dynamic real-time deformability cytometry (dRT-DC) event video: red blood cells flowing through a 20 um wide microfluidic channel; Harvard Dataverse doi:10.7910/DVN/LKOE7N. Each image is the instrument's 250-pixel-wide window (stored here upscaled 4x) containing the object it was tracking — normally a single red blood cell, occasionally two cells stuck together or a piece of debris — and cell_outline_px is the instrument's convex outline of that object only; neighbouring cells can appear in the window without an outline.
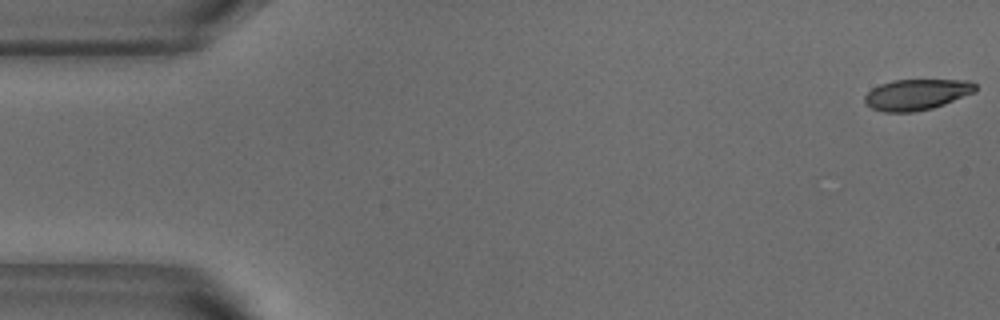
{"species": "common noctule bat (a hibernating species)", "species_latin": "Nyctalus noctula", "temperature_condition": "warm", "stored_images_in_passage": 27, "camera_frame_rate_fps": 3000, "um_per_image_px": 0.085, "animal": {"sex": "male", "body_mass_g": 18.8}, "frame": {"image": 1, "passage_image": 1, "time_ms": 0.0, "image_size_px": [1000, 320], "cell_outline_px": [[976, 92], [944, 104], [932, 108], [912, 112], [884, 112], [872, 108], [864, 100], [864, 96], [872, 88], [880, 84], [892, 80], [968, 80], [976, 84]], "centroid_in_image_um": [77.93, 8.03], "position_along_channel_um": 7.1, "area_um2": 19.88}}
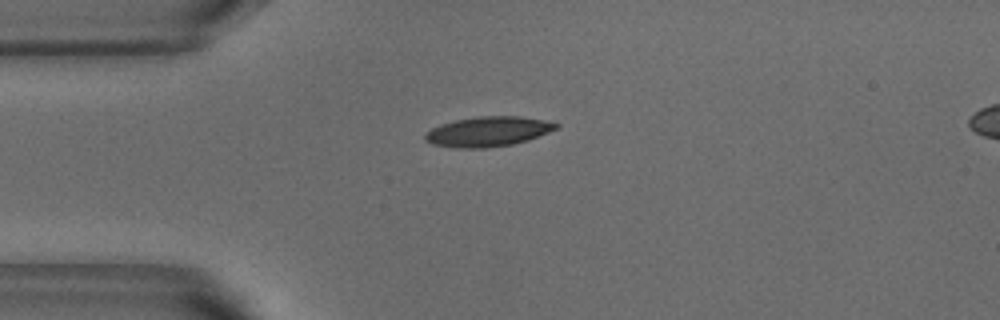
{"frame": {"image": 2, "passage_image": 13, "time_ms": 4.0, "image_size_px": [1000, 320], "cell_outline_px": [[560, 124], [556, 128], [548, 132], [528, 140], [512, 144], [488, 148], [456, 148], [432, 144], [424, 140], [424, 136], [432, 128], [440, 124], [456, 120], [476, 116], [520, 116], [544, 120]], "centroid_in_image_um": [41.46, 11.18], "position_along_channel_um": 43.5, "area_um2": 22.77}}
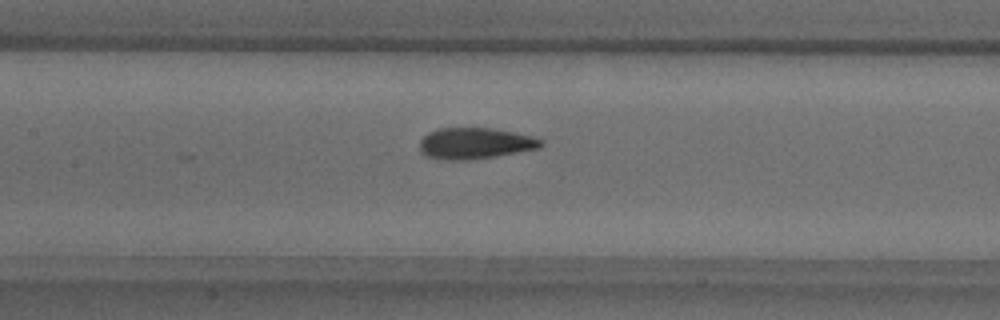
{"frame": {"image": 3, "passage_image": 24, "time_ms": 7.667, "image_size_px": [1000, 320], "cell_outline_px": [[544, 144], [540, 148], [468, 160], [448, 160], [428, 156], [420, 152], [420, 140], [428, 132], [440, 128], [496, 128], [532, 136], [544, 140]], "centroid_in_image_um": [40.39, 12.17], "position_along_channel_um": 167.0, "area_um2": 21.96}}